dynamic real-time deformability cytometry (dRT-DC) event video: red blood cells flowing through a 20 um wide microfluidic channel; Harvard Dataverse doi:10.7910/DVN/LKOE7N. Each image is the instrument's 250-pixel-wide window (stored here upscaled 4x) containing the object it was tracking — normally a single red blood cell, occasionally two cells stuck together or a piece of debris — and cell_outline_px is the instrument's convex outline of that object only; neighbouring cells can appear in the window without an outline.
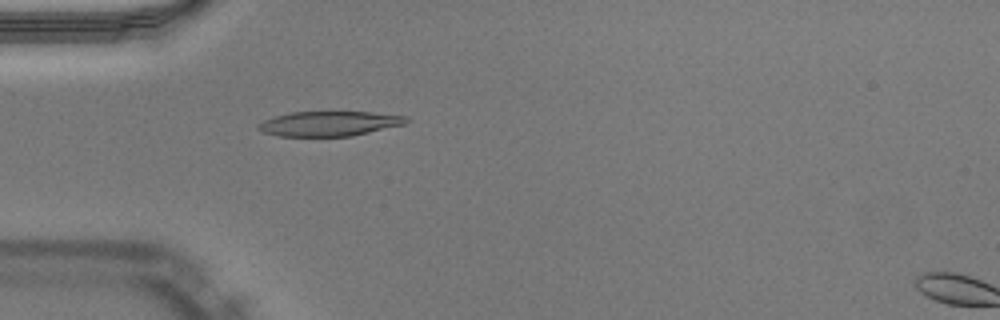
{"species": "Egyptian fruit bat (a non-hibernating species)", "species_latin": "Rousettus aegyptiacus", "temperature_condition": "warm", "stored_images_in_passage": 50, "camera_frame_rate_fps": 3000, "um_per_image_px": 0.085, "animal": {"sex": "male"}, "frame": {"image": 1, "passage_image": 15, "time_ms": 4.667, "image_size_px": [1000, 320], "cell_outline_px": [[412, 120], [404, 124], [352, 136], [280, 136], [264, 132], [256, 128], [256, 124], [264, 120], [276, 116], [292, 112], [372, 112], [408, 116]], "centroid_in_image_um": [28.01, 10.5], "position_along_channel_um": 57.0, "area_um2": 21.39}}
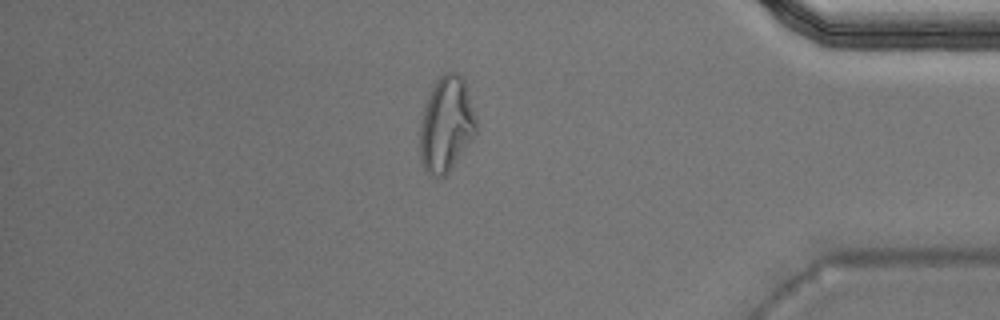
{"frame": {"image": 2, "passage_image": 43, "time_ms": 14.0, "image_size_px": [1000, 320], "cell_outline_px": [[476, 132], [448, 172], [444, 176], [436, 180], [424, 168], [420, 156], [420, 128], [424, 112], [432, 88], [436, 80], [444, 72], [456, 72], [464, 80], [476, 116]], "centroid_in_image_um": [37.94, 10.59], "position_along_channel_um": 397.3, "area_um2": 30.63}}
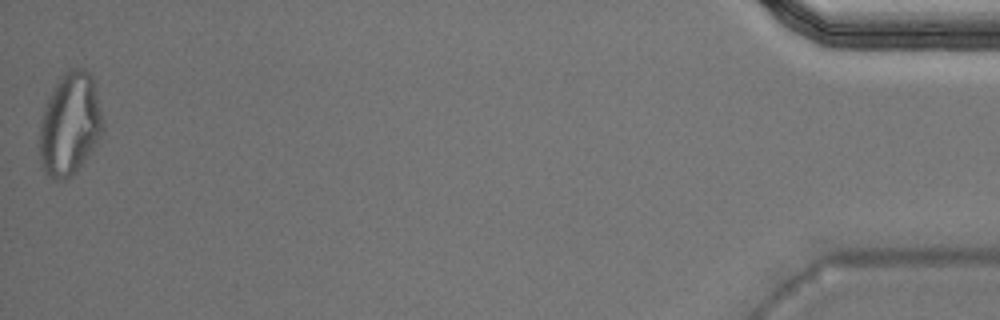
{"frame": {"image": 3, "passage_image": 50, "time_ms": 16.333, "image_size_px": [1000, 320], "cell_outline_px": [[104, 132], [76, 172], [72, 176], [56, 180], [48, 176], [44, 172], [40, 160], [40, 124], [44, 108], [60, 76], [68, 68], [84, 68], [92, 76], [104, 124]], "centroid_in_image_um": [5.95, 10.56], "position_along_channel_um": 429.3, "area_um2": 37.63}, "authors_computed_cell_mechanics": {"area_um2": 21.9351, "velocity_mm_per_s": 4.0126, "shape_relaxation_time_tau1_ms": null, "shape_relaxation_time_tau2_ms": 2.0098, "deformation_change_tau1": null, "deformation_change_tau2": 0.0821}}